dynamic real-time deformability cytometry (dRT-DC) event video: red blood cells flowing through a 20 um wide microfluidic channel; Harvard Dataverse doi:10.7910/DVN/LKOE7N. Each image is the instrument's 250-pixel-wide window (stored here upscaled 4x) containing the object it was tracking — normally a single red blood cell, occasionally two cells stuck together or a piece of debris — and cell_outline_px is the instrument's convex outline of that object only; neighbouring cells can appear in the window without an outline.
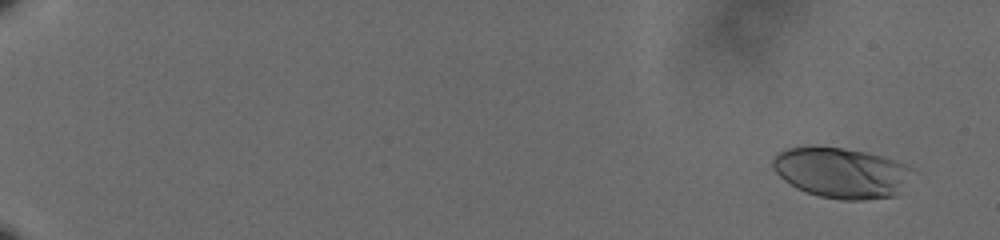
{"species": "human", "species_latin": "Homo sapiens", "temperature_condition": "cold", "stored_images_in_passage": 61, "camera_frame_rate_fps": 3000, "um_per_image_px": 0.085, "donor": {"sex": "male"}, "frame": {"image": 1, "passage_image": 4, "time_ms": 1.0, "image_size_px": [1000, 240], "cell_outline_px": [[912, 168], [896, 196], [860, 200], [840, 200], [820, 196], [796, 188], [784, 180], [772, 168], [772, 160], [780, 152], [788, 148], [844, 148], [868, 152], [904, 164]], "centroid_in_image_um": [71.48, 14.7], "position_along_channel_um": 13.5, "area_um2": 40.11}}
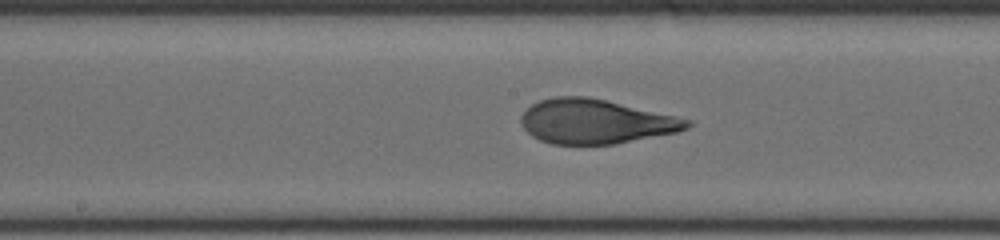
{"frame": {"image": 2, "passage_image": 36, "time_ms": 11.667, "image_size_px": [1000, 240], "cell_outline_px": [[696, 124], [688, 128], [676, 132], [616, 144], [552, 144], [540, 140], [532, 136], [520, 124], [520, 116], [532, 104], [540, 100], [556, 96], [588, 96], [692, 120]], "centroid_in_image_um": [50.62, 10.33], "position_along_channel_um": 197.6, "area_um2": 42.89}}
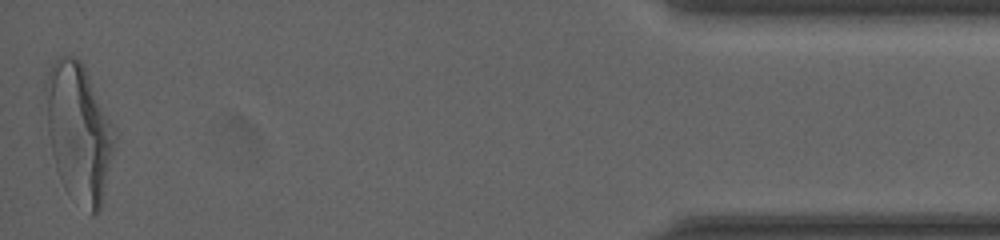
{"frame": {"image": 3, "passage_image": 61, "time_ms": 20.0, "image_size_px": [1000, 240], "cell_outline_px": [[116, 136], [100, 208], [92, 216], [64, 188], [60, 180], [56, 168], [52, 152], [48, 132], [44, 88], [44, 84], [48, 72], [52, 64], [60, 56], [72, 56], [80, 60], [116, 128]], "centroid_in_image_um": [6.68, 11.21], "position_along_channel_um": 428.5, "area_um2": 54.91}, "authors_computed_cell_mechanics": {"area_um2": 42.4252, "velocity_mm_per_s": 3.5847, "shape_relaxation_time_tau1_ms": 6.4461, "shape_relaxation_time_tau2_ms": 0.8777, "deformation_change_tau1": 0.2222, "deformation_change_tau2": 0.0812}}